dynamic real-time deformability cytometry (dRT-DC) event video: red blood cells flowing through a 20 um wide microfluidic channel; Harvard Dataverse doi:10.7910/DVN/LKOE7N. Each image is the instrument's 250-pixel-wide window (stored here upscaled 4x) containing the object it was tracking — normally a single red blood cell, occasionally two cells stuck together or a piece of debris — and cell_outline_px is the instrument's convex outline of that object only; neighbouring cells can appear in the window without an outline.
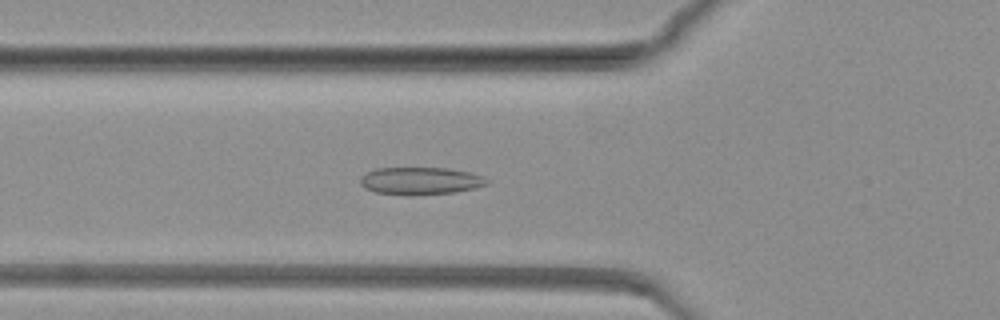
{"species": "common noctule bat (a hibernating species)", "species_latin": "Nyctalus noctula", "temperature_condition": "warm", "stored_images_in_passage": 82, "camera_frame_rate_fps": 3000, "um_per_image_px": 0.085, "animal": {"sex": "female", "body_mass_g": 19.3, "forearm_length_mm": 54.1}, "frame": {"image": 1, "passage_image": 29, "time_ms": 9.333, "image_size_px": [1000, 320], "cell_outline_px": [[488, 184], [476, 188], [456, 192], [412, 196], [408, 196], [376, 192], [364, 188], [360, 184], [360, 176], [376, 168], [448, 168], [472, 172], [484, 176], [488, 180]], "centroid_in_image_um": [35.76, 15.38], "position_along_channel_um": 90.0, "area_um2": 20.63}}
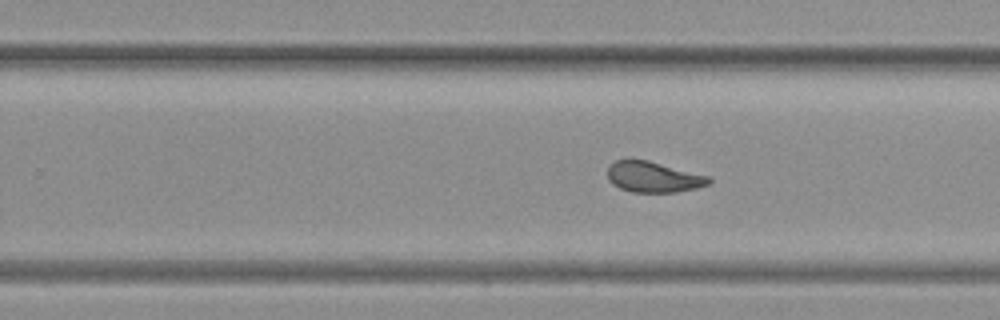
{"frame": {"image": 2, "passage_image": 51, "time_ms": 16.667, "image_size_px": [1000, 320], "cell_outline_px": [[712, 184], [696, 188], [676, 192], [632, 192], [620, 188], [612, 184], [608, 180], [608, 168], [616, 160], [648, 160], [708, 176], [712, 180]], "centroid_in_image_um": [55.56, 15.06], "position_along_channel_um": 274.2, "area_um2": 18.03}}
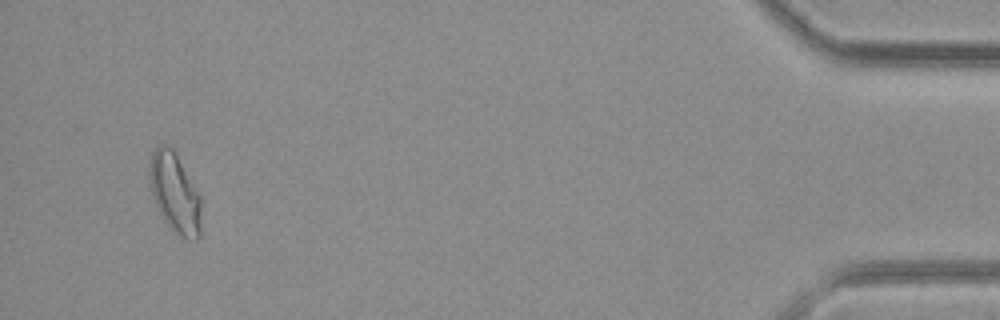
{"frame": {"image": 3, "passage_image": 78, "time_ms": 25.667, "image_size_px": [1000, 320], "cell_outline_px": [[200, 236], [196, 240], [188, 240], [172, 232], [164, 220], [152, 196], [148, 180], [148, 164], [152, 152], [160, 144], [164, 144], [172, 148], [200, 196]], "centroid_in_image_um": [14.82, 16.42], "position_along_channel_um": 420.4, "area_um2": 24.04}}